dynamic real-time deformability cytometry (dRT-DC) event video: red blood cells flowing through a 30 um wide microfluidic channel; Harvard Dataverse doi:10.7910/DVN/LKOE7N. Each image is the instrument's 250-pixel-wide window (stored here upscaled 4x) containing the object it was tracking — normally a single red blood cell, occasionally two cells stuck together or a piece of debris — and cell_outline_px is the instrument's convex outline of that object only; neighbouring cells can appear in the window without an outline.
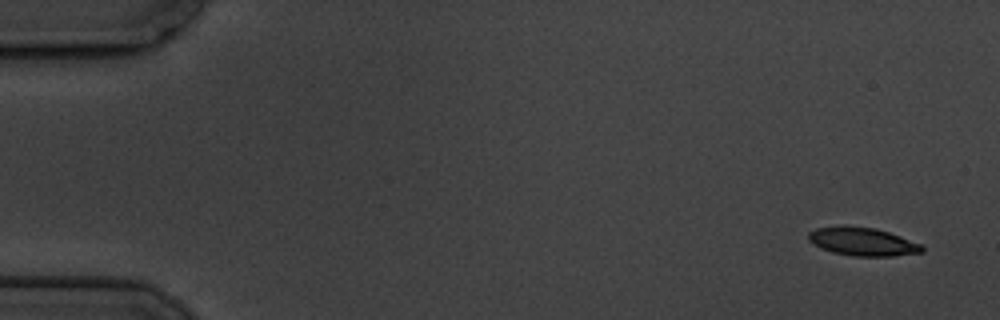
{"species": "common noctule bat (a hibernating species)", "species_latin": "Nyctalus noctula", "temperature_condition": "cold", "stored_images_in_passage": 5, "camera_frame_rate_fps": 3000, "um_per_image_px": 0.085, "animal": {"sex": "male", "body_mass_g": 19.5, "forearm_length_mm": 54.6}, "frame": {"image": 1, "passage_image": 1, "time_ms": 0.0, "image_size_px": [1000, 320], "cell_outline_px": [[924, 252], [892, 256], [852, 256], [832, 252], [820, 248], [808, 240], [808, 232], [816, 228], [844, 224], [876, 228], [900, 236], [920, 244], [924, 248]], "centroid_in_image_um": [73.27, 20.52], "position_along_channel_um": 11.7, "area_um2": 18.96}}
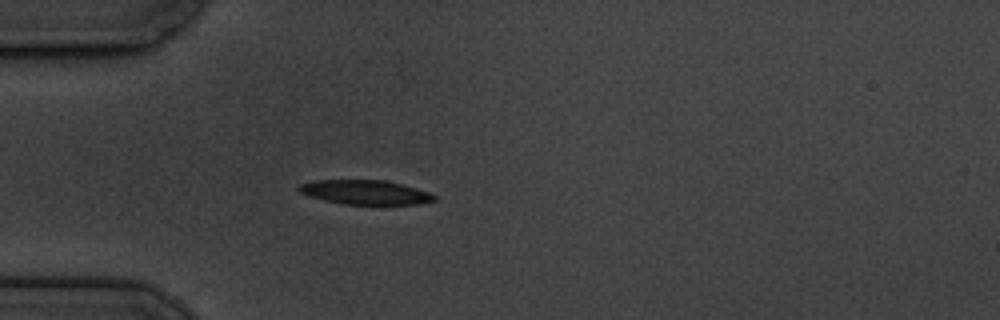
{"frame": {"image": 2, "passage_image": 5, "time_ms": 4.667, "image_size_px": [1000, 320], "cell_outline_px": [[436, 200], [420, 204], [344, 204], [324, 200], [308, 196], [300, 192], [296, 188], [300, 184], [316, 180], [384, 180], [400, 184], [428, 192], [436, 196]], "centroid_in_image_um": [31.01, 16.34], "position_along_channel_um": 54.0, "area_um2": 19.02}}